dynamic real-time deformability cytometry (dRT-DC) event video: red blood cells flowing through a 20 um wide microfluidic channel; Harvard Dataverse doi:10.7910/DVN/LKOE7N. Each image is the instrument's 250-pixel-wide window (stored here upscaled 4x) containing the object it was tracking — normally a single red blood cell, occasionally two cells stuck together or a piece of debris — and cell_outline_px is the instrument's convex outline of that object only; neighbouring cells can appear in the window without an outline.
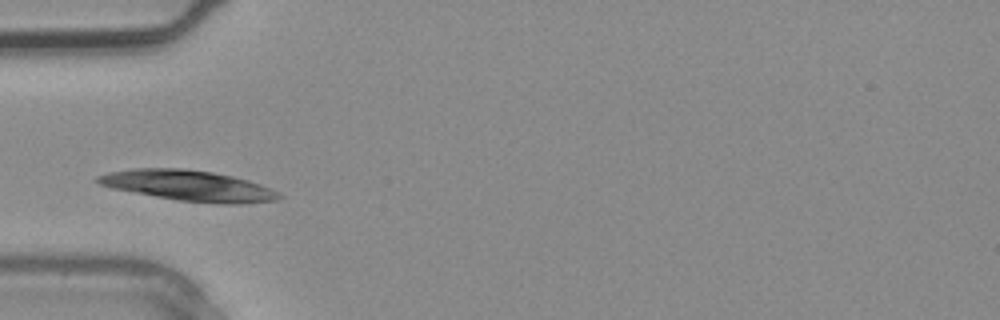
{"species": "common noctule bat (a hibernating species)", "species_latin": "Nyctalus noctula", "temperature_condition": "warm", "stored_images_in_passage": 1, "camera_frame_rate_fps": 3000, "um_per_image_px": 0.085, "animal": {"sex": "male", "body_mass_g": 20.4}, "frame": {"image": 1, "passage_image": 1, "time_ms": 0.0, "image_size_px": [1000, 320], "cell_outline_px": [[284, 196], [276, 200], [240, 204], [224, 204], [180, 200], [156, 196], [112, 188], [96, 184], [96, 176], [108, 172], [132, 168], [184, 168], [212, 172], [232, 176], [248, 180], [260, 184], [280, 192]], "centroid_in_image_um": [16.03, 15.77], "position_along_channel_um": 69.0, "area_um2": 32.31}}